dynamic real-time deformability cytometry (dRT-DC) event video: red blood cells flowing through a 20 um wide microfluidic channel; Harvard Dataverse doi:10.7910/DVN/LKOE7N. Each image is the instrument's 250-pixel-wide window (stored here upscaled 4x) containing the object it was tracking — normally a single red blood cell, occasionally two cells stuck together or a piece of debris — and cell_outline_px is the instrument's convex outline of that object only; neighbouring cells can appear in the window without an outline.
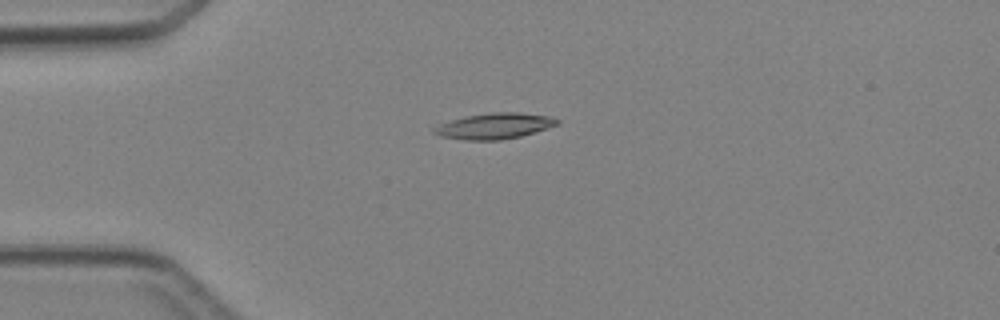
{"species": "Egyptian fruit bat (a non-hibernating species)", "species_latin": "Rousettus aegyptiacus", "temperature_condition": "cold", "stored_images_in_passage": 4, "camera_frame_rate_fps": 3000, "um_per_image_px": 0.085, "animal": {"sex": "female"}, "frame": {"image": 1, "passage_image": 3, "time_ms": 2.0, "image_size_px": [1000, 320], "cell_outline_px": [[560, 124], [548, 128], [520, 136], [500, 140], [464, 140], [440, 136], [432, 132], [432, 128], [440, 124], [464, 116], [492, 112], [520, 112], [548, 116], [560, 120]], "centroid_in_image_um": [42.02, 10.71], "position_along_channel_um": 43.0, "area_um2": 18.55}}
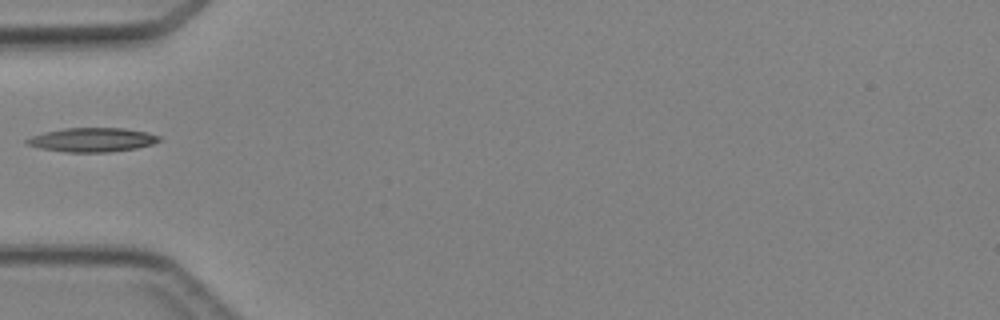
{"frame": {"image": 2, "passage_image": 4, "time_ms": 3.333, "image_size_px": [1000, 320], "cell_outline_px": [[160, 140], [152, 144], [136, 148], [108, 152], [64, 152], [40, 148], [28, 144], [24, 140], [32, 136], [44, 132], [64, 128], [124, 128], [148, 132], [160, 136]], "centroid_in_image_um": [7.84, 11.88], "position_along_channel_um": 77.2, "area_um2": 18.5}}